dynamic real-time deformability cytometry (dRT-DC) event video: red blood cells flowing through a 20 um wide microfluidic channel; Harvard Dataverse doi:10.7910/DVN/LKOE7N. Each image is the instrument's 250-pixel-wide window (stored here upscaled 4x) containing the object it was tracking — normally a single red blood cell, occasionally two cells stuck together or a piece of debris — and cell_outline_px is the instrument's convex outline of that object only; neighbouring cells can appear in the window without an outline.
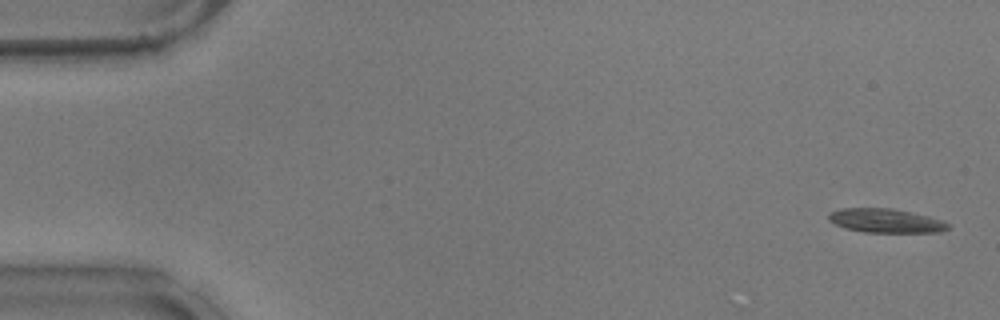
{"species": "common noctule bat (a hibernating species)", "species_latin": "Nyctalus noctula", "temperature_condition": "warm", "stored_images_in_passage": 10, "camera_frame_rate_fps": 3000, "um_per_image_px": 0.085, "animal": {"sex": "male", "body_mass_g": 17.9}, "frame": {"image": 1, "passage_image": 2, "time_ms": 0.333, "image_size_px": [1000, 320], "cell_outline_px": [[948, 228], [940, 232], [864, 232], [844, 228], [828, 220], [828, 212], [840, 208], [892, 208], [928, 216], [944, 220], [948, 224]], "centroid_in_image_um": [75.25, 18.75], "position_along_channel_um": 9.8, "area_um2": 16.7}}